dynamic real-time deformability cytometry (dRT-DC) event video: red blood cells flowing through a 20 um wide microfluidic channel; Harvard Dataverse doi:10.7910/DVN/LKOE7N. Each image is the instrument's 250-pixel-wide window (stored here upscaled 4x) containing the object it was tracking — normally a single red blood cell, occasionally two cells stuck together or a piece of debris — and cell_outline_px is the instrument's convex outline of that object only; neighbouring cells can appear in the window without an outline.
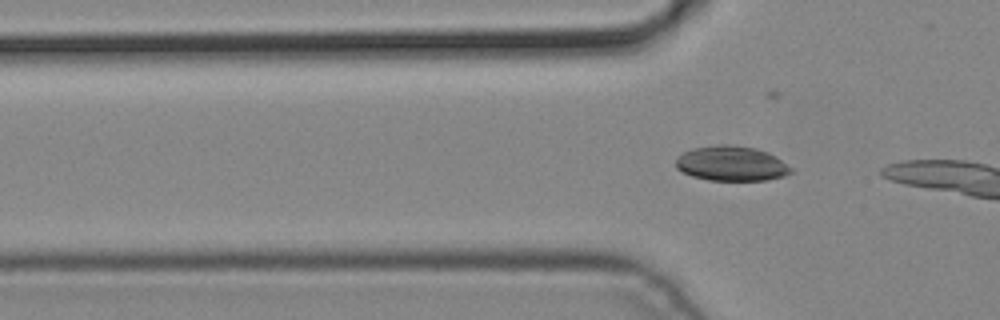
{"species": "common noctule bat (a hibernating species)", "species_latin": "Nyctalus noctula", "temperature_condition": "cold", "stored_images_in_passage": 4, "camera_frame_rate_fps": 3000, "um_per_image_px": 0.085, "animal": {"sex": "male", "body_mass_g": 19.2, "forearm_length_mm": 51.8}, "frame": {"image": 1, "passage_image": 4, "time_ms": 1.0, "image_size_px": [1000, 320], "cell_outline_px": [[792, 172], [784, 176], [768, 180], [708, 180], [692, 176], [676, 168], [676, 160], [684, 152], [692, 148], [716, 144], [728, 144], [756, 148], [768, 152], [792, 168]], "centroid_in_image_um": [62.17, 13.89], "position_along_channel_um": 63.6, "area_um2": 23.35}}